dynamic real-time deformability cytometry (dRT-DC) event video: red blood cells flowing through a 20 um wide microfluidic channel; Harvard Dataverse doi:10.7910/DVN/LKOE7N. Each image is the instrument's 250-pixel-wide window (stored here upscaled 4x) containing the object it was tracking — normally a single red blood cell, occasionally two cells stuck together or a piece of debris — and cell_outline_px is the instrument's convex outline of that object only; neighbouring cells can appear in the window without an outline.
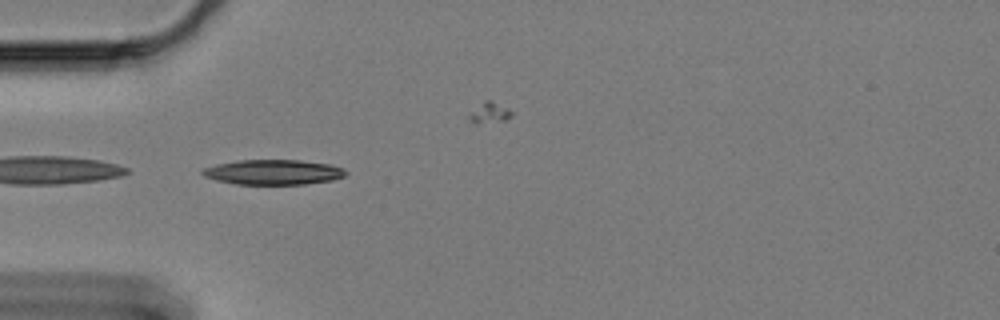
{"species": "Egyptian fruit bat (a non-hibernating species)", "species_latin": "Rousettus aegyptiacus", "temperature_condition": "cold", "stored_images_in_passage": 43, "camera_frame_rate_fps": 3000, "um_per_image_px": 0.085, "animal": {"sex": "female"}, "frame": {"image": 1, "passage_image": 1, "time_ms": 0.0, "image_size_px": [1000, 320], "cell_outline_px": [[348, 172], [344, 176], [332, 180], [304, 184], [236, 184], [216, 180], [204, 176], [200, 172], [204, 168], [216, 164], [236, 160], [300, 160], [328, 164], [344, 168]], "centroid_in_image_um": [23.22, 14.63], "position_along_channel_um": 61.8, "area_um2": 20.87}}
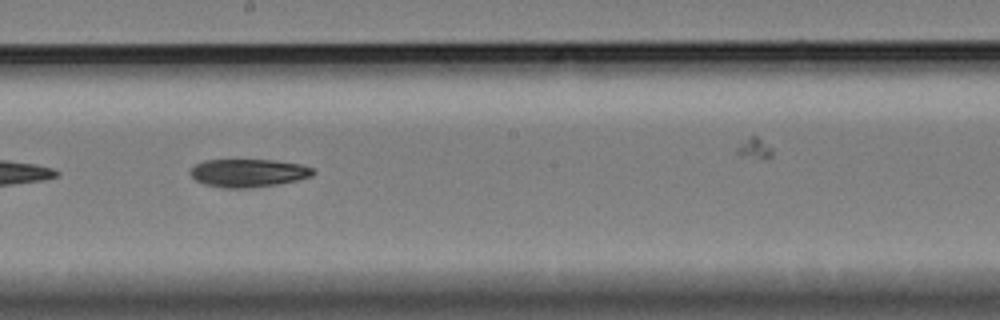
{"frame": {"image": 2, "passage_image": 16, "time_ms": 5.0, "image_size_px": [1000, 320], "cell_outline_px": [[316, 172], [312, 176], [296, 180], [276, 184], [248, 188], [224, 188], [204, 184], [196, 180], [188, 172], [196, 164], [204, 160], [272, 160], [300, 164], [312, 168]], "centroid_in_image_um": [21.09, 14.7], "position_along_channel_um": 227.1, "area_um2": 19.94}}
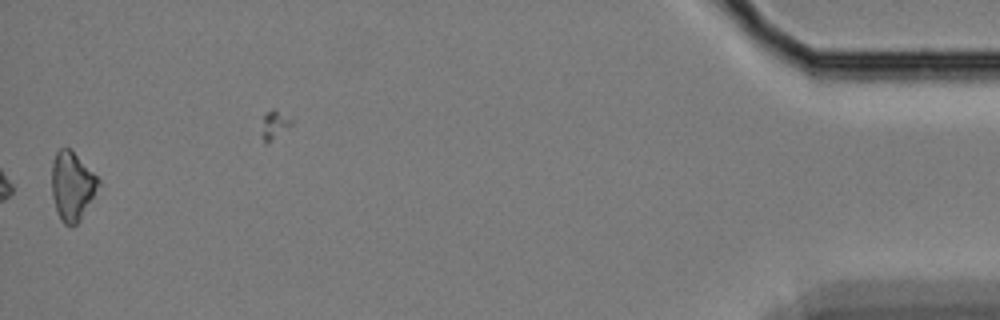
{"frame": {"image": 3, "passage_image": 42, "time_ms": 13.667, "image_size_px": [1000, 320], "cell_outline_px": [[100, 184], [80, 220], [72, 228], [64, 224], [60, 220], [52, 196], [52, 164], [56, 152], [60, 148], [68, 148], [100, 180]], "centroid_in_image_um": [6.11, 15.86], "position_along_channel_um": 429.1, "area_um2": 18.26}, "authors_computed_cell_mechanics": {"area_um2": 20.23, "velocity_mm_per_s": 3.3459, "shape_relaxation_time_tau1_ms": 3.4699, "shape_relaxation_time_tau2_ms": null, "deformation_change_tau1": 0.111, "deformation_change_tau2": null}}